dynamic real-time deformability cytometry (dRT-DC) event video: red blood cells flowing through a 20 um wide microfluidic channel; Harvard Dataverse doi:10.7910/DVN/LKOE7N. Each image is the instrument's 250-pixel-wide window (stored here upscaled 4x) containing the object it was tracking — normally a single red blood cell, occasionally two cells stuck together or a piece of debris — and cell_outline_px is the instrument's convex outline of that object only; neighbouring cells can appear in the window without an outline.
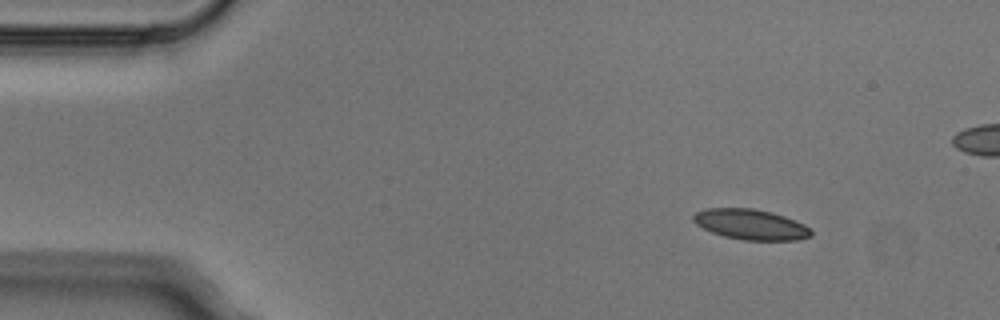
{"species": "Egyptian fruit bat (a non-hibernating species)", "species_latin": "Rousettus aegyptiacus", "temperature_condition": "cold", "stored_images_in_passage": 4, "camera_frame_rate_fps": 3000, "um_per_image_px": 0.085, "animal": {"sex": "male"}, "frame": {"image": 1, "passage_image": 1, "time_ms": 0.0, "image_size_px": [1000, 320], "cell_outline_px": [[812, 236], [796, 240], [744, 240], [724, 236], [712, 232], [696, 224], [692, 220], [692, 216], [696, 212], [708, 208], [752, 208], [772, 212], [784, 216], [804, 224], [812, 232]], "centroid_in_image_um": [63.8, 19.07], "position_along_channel_um": 21.2, "area_um2": 20.75}}